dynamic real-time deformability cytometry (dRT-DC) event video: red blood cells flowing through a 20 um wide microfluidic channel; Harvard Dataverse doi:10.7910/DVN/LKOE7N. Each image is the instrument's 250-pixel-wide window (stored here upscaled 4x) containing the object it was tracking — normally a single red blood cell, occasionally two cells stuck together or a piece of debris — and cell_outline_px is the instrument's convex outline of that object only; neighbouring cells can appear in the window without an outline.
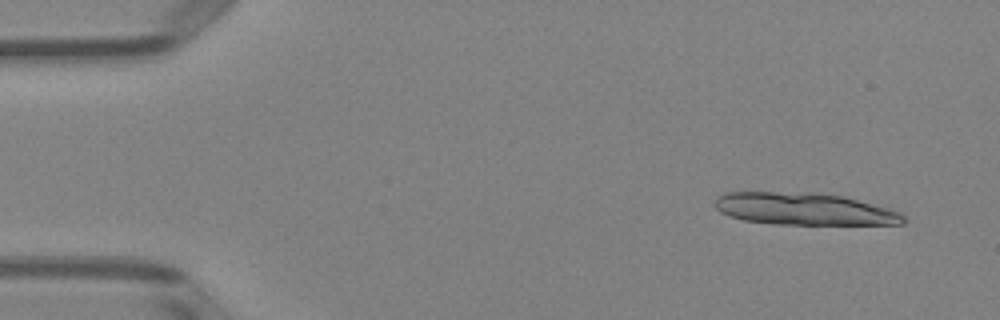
{"species": "Egyptian fruit bat (a non-hibernating species)", "species_latin": "Rousettus aegyptiacus", "temperature_condition": "room temperature", "stored_images_in_passage": 4, "camera_frame_rate_fps": 3000, "um_per_image_px": 0.085, "animal": {"sex": "female"}, "frame": {"image": 1, "passage_image": 1, "time_ms": 0.0, "image_size_px": [1000, 320], "cell_outline_px": [[908, 220], [904, 224], [772, 224], [744, 220], [728, 216], [720, 212], [712, 204], [724, 192], [816, 192], [844, 196], [892, 208], [900, 212]], "centroid_in_image_um": [68.39, 17.75], "position_along_channel_um": 16.6, "area_um2": 35.84}}